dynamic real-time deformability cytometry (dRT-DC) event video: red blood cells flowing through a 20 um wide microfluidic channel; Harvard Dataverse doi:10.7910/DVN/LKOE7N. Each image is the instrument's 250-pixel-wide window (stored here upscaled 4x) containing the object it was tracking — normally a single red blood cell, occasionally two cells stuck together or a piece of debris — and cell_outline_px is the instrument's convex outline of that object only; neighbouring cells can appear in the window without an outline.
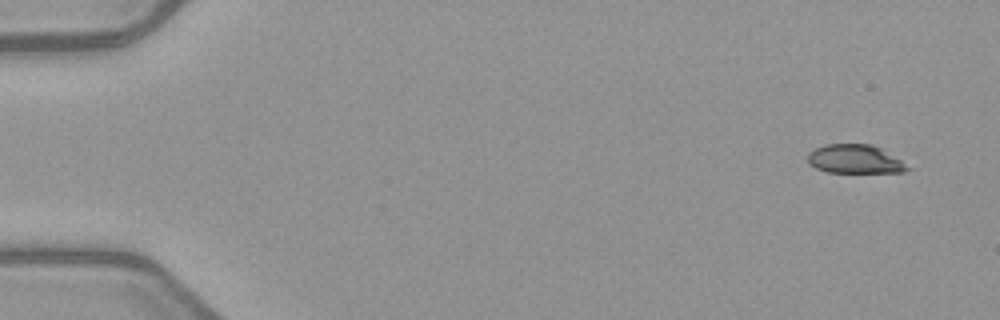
{"species": "common noctule bat (a hibernating species)", "species_latin": "Nyctalus noctula", "temperature_condition": "warm", "stored_images_in_passage": 4, "camera_frame_rate_fps": 3000, "um_per_image_px": 0.085, "animal": {"sex": "female", "body_mass_g": 21.9}, "frame": {"image": 1, "passage_image": 1, "time_ms": 0.0, "image_size_px": [1000, 320], "cell_outline_px": [[912, 168], [904, 172], [828, 172], [816, 168], [808, 164], [808, 152], [824, 144], [872, 144], [880, 148], [900, 160]], "centroid_in_image_um": [72.65, 13.52], "position_along_channel_um": 12.4, "area_um2": 16.65}}